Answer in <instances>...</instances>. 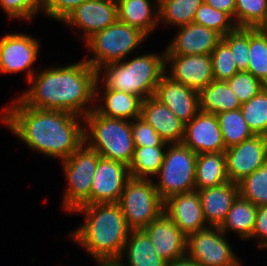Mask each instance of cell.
I'll list each match as a JSON object with an SVG mask.
<instances>
[{"label": "cell", "mask_w": 267, "mask_h": 266, "mask_svg": "<svg viewBox=\"0 0 267 266\" xmlns=\"http://www.w3.org/2000/svg\"><path fill=\"white\" fill-rule=\"evenodd\" d=\"M10 105L2 109L1 122L28 148L65 160L84 143L83 117L68 111L31 108L19 98Z\"/></svg>", "instance_id": "1"}, {"label": "cell", "mask_w": 267, "mask_h": 266, "mask_svg": "<svg viewBox=\"0 0 267 266\" xmlns=\"http://www.w3.org/2000/svg\"><path fill=\"white\" fill-rule=\"evenodd\" d=\"M27 82L31 86L18 98L31 108L68 111L84 118L101 100L97 70L85 60L39 71Z\"/></svg>", "instance_id": "2"}, {"label": "cell", "mask_w": 267, "mask_h": 266, "mask_svg": "<svg viewBox=\"0 0 267 266\" xmlns=\"http://www.w3.org/2000/svg\"><path fill=\"white\" fill-rule=\"evenodd\" d=\"M84 213L85 222L69 237L93 260L119 259L131 229L118 203L82 205L73 213Z\"/></svg>", "instance_id": "3"}, {"label": "cell", "mask_w": 267, "mask_h": 266, "mask_svg": "<svg viewBox=\"0 0 267 266\" xmlns=\"http://www.w3.org/2000/svg\"><path fill=\"white\" fill-rule=\"evenodd\" d=\"M165 51L147 53L130 61L112 62L97 70L98 79L103 74L104 88L127 92L142 100L154 96L162 76L166 73Z\"/></svg>", "instance_id": "4"}, {"label": "cell", "mask_w": 267, "mask_h": 266, "mask_svg": "<svg viewBox=\"0 0 267 266\" xmlns=\"http://www.w3.org/2000/svg\"><path fill=\"white\" fill-rule=\"evenodd\" d=\"M84 142L106 159L130 165L134 153L131 121L112 119L94 109L84 117Z\"/></svg>", "instance_id": "5"}, {"label": "cell", "mask_w": 267, "mask_h": 266, "mask_svg": "<svg viewBox=\"0 0 267 266\" xmlns=\"http://www.w3.org/2000/svg\"><path fill=\"white\" fill-rule=\"evenodd\" d=\"M147 37L140 29L117 20L86 40L87 50L93 56L84 60L98 70L103 65L127 58Z\"/></svg>", "instance_id": "6"}, {"label": "cell", "mask_w": 267, "mask_h": 266, "mask_svg": "<svg viewBox=\"0 0 267 266\" xmlns=\"http://www.w3.org/2000/svg\"><path fill=\"white\" fill-rule=\"evenodd\" d=\"M197 154L183 143L168 144L155 187L162 198L195 190Z\"/></svg>", "instance_id": "7"}, {"label": "cell", "mask_w": 267, "mask_h": 266, "mask_svg": "<svg viewBox=\"0 0 267 266\" xmlns=\"http://www.w3.org/2000/svg\"><path fill=\"white\" fill-rule=\"evenodd\" d=\"M118 204L131 230H141L158 218L164 209L152 179L130 178L121 193Z\"/></svg>", "instance_id": "8"}, {"label": "cell", "mask_w": 267, "mask_h": 266, "mask_svg": "<svg viewBox=\"0 0 267 266\" xmlns=\"http://www.w3.org/2000/svg\"><path fill=\"white\" fill-rule=\"evenodd\" d=\"M99 153L85 142L67 159L61 160L68 186L63 198L64 210L72 213L90 204V189L98 164Z\"/></svg>", "instance_id": "9"}, {"label": "cell", "mask_w": 267, "mask_h": 266, "mask_svg": "<svg viewBox=\"0 0 267 266\" xmlns=\"http://www.w3.org/2000/svg\"><path fill=\"white\" fill-rule=\"evenodd\" d=\"M220 227L206 229L187 236L186 254L200 266H241Z\"/></svg>", "instance_id": "10"}, {"label": "cell", "mask_w": 267, "mask_h": 266, "mask_svg": "<svg viewBox=\"0 0 267 266\" xmlns=\"http://www.w3.org/2000/svg\"><path fill=\"white\" fill-rule=\"evenodd\" d=\"M40 44L33 36L10 33L0 38V73L13 74L26 71L29 81L35 71L32 65L35 64Z\"/></svg>", "instance_id": "11"}, {"label": "cell", "mask_w": 267, "mask_h": 266, "mask_svg": "<svg viewBox=\"0 0 267 266\" xmlns=\"http://www.w3.org/2000/svg\"><path fill=\"white\" fill-rule=\"evenodd\" d=\"M130 178L126 164L100 156L91 183L90 204L118 203Z\"/></svg>", "instance_id": "12"}, {"label": "cell", "mask_w": 267, "mask_h": 266, "mask_svg": "<svg viewBox=\"0 0 267 266\" xmlns=\"http://www.w3.org/2000/svg\"><path fill=\"white\" fill-rule=\"evenodd\" d=\"M118 20L117 0H87L71 11L62 21L80 28L84 40Z\"/></svg>", "instance_id": "13"}, {"label": "cell", "mask_w": 267, "mask_h": 266, "mask_svg": "<svg viewBox=\"0 0 267 266\" xmlns=\"http://www.w3.org/2000/svg\"><path fill=\"white\" fill-rule=\"evenodd\" d=\"M267 142L263 135H254L224 151L229 181L238 183L265 164Z\"/></svg>", "instance_id": "14"}, {"label": "cell", "mask_w": 267, "mask_h": 266, "mask_svg": "<svg viewBox=\"0 0 267 266\" xmlns=\"http://www.w3.org/2000/svg\"><path fill=\"white\" fill-rule=\"evenodd\" d=\"M173 80L199 92L214 80L211 55H165Z\"/></svg>", "instance_id": "15"}, {"label": "cell", "mask_w": 267, "mask_h": 266, "mask_svg": "<svg viewBox=\"0 0 267 266\" xmlns=\"http://www.w3.org/2000/svg\"><path fill=\"white\" fill-rule=\"evenodd\" d=\"M182 143L196 154L224 152L226 148L216 114L199 111L185 124Z\"/></svg>", "instance_id": "16"}, {"label": "cell", "mask_w": 267, "mask_h": 266, "mask_svg": "<svg viewBox=\"0 0 267 266\" xmlns=\"http://www.w3.org/2000/svg\"><path fill=\"white\" fill-rule=\"evenodd\" d=\"M178 29L167 45L165 55H211L222 41L220 33L194 22Z\"/></svg>", "instance_id": "17"}, {"label": "cell", "mask_w": 267, "mask_h": 266, "mask_svg": "<svg viewBox=\"0 0 267 266\" xmlns=\"http://www.w3.org/2000/svg\"><path fill=\"white\" fill-rule=\"evenodd\" d=\"M163 212L185 236L209 227L203 216L197 190L167 198L164 200Z\"/></svg>", "instance_id": "18"}, {"label": "cell", "mask_w": 267, "mask_h": 266, "mask_svg": "<svg viewBox=\"0 0 267 266\" xmlns=\"http://www.w3.org/2000/svg\"><path fill=\"white\" fill-rule=\"evenodd\" d=\"M154 97L169 109L185 124L190 122L200 111L199 94L188 86L162 76L154 93Z\"/></svg>", "instance_id": "19"}, {"label": "cell", "mask_w": 267, "mask_h": 266, "mask_svg": "<svg viewBox=\"0 0 267 266\" xmlns=\"http://www.w3.org/2000/svg\"><path fill=\"white\" fill-rule=\"evenodd\" d=\"M157 254L167 262L186 255L187 236L163 212L143 229Z\"/></svg>", "instance_id": "20"}, {"label": "cell", "mask_w": 267, "mask_h": 266, "mask_svg": "<svg viewBox=\"0 0 267 266\" xmlns=\"http://www.w3.org/2000/svg\"><path fill=\"white\" fill-rule=\"evenodd\" d=\"M168 144L182 143L185 123L154 96L142 100L141 116Z\"/></svg>", "instance_id": "21"}, {"label": "cell", "mask_w": 267, "mask_h": 266, "mask_svg": "<svg viewBox=\"0 0 267 266\" xmlns=\"http://www.w3.org/2000/svg\"><path fill=\"white\" fill-rule=\"evenodd\" d=\"M200 196L205 222L220 227L225 221L233 202L239 196L238 183L228 181L221 185L197 190Z\"/></svg>", "instance_id": "22"}, {"label": "cell", "mask_w": 267, "mask_h": 266, "mask_svg": "<svg viewBox=\"0 0 267 266\" xmlns=\"http://www.w3.org/2000/svg\"><path fill=\"white\" fill-rule=\"evenodd\" d=\"M151 3L150 0H117L118 21L136 27L150 36L159 25V0H155L156 9Z\"/></svg>", "instance_id": "23"}, {"label": "cell", "mask_w": 267, "mask_h": 266, "mask_svg": "<svg viewBox=\"0 0 267 266\" xmlns=\"http://www.w3.org/2000/svg\"><path fill=\"white\" fill-rule=\"evenodd\" d=\"M102 104H95L94 110L107 118L131 121L141 116L142 99L123 91L105 88ZM131 119V120H130Z\"/></svg>", "instance_id": "24"}, {"label": "cell", "mask_w": 267, "mask_h": 266, "mask_svg": "<svg viewBox=\"0 0 267 266\" xmlns=\"http://www.w3.org/2000/svg\"><path fill=\"white\" fill-rule=\"evenodd\" d=\"M123 257L127 262L124 266H167L168 263L157 254L143 229L130 231L119 260Z\"/></svg>", "instance_id": "25"}, {"label": "cell", "mask_w": 267, "mask_h": 266, "mask_svg": "<svg viewBox=\"0 0 267 266\" xmlns=\"http://www.w3.org/2000/svg\"><path fill=\"white\" fill-rule=\"evenodd\" d=\"M228 181L224 152L197 154L195 190L215 187Z\"/></svg>", "instance_id": "26"}, {"label": "cell", "mask_w": 267, "mask_h": 266, "mask_svg": "<svg viewBox=\"0 0 267 266\" xmlns=\"http://www.w3.org/2000/svg\"><path fill=\"white\" fill-rule=\"evenodd\" d=\"M199 109L201 112L219 114L241 108L237 96L227 81L213 80L199 92Z\"/></svg>", "instance_id": "27"}, {"label": "cell", "mask_w": 267, "mask_h": 266, "mask_svg": "<svg viewBox=\"0 0 267 266\" xmlns=\"http://www.w3.org/2000/svg\"><path fill=\"white\" fill-rule=\"evenodd\" d=\"M257 214V206L240 196L233 202L220 229L236 232L242 239H251Z\"/></svg>", "instance_id": "28"}, {"label": "cell", "mask_w": 267, "mask_h": 266, "mask_svg": "<svg viewBox=\"0 0 267 266\" xmlns=\"http://www.w3.org/2000/svg\"><path fill=\"white\" fill-rule=\"evenodd\" d=\"M167 146L135 147L129 167L135 179H151L158 175ZM154 175V176H153Z\"/></svg>", "instance_id": "29"}, {"label": "cell", "mask_w": 267, "mask_h": 266, "mask_svg": "<svg viewBox=\"0 0 267 266\" xmlns=\"http://www.w3.org/2000/svg\"><path fill=\"white\" fill-rule=\"evenodd\" d=\"M203 2L204 0H159V22L176 28L186 26L194 21Z\"/></svg>", "instance_id": "30"}, {"label": "cell", "mask_w": 267, "mask_h": 266, "mask_svg": "<svg viewBox=\"0 0 267 266\" xmlns=\"http://www.w3.org/2000/svg\"><path fill=\"white\" fill-rule=\"evenodd\" d=\"M216 116L226 149L238 145L255 135L244 120L240 109L222 112Z\"/></svg>", "instance_id": "31"}, {"label": "cell", "mask_w": 267, "mask_h": 266, "mask_svg": "<svg viewBox=\"0 0 267 266\" xmlns=\"http://www.w3.org/2000/svg\"><path fill=\"white\" fill-rule=\"evenodd\" d=\"M249 67L254 77L267 83V34L258 28H249Z\"/></svg>", "instance_id": "32"}, {"label": "cell", "mask_w": 267, "mask_h": 266, "mask_svg": "<svg viewBox=\"0 0 267 266\" xmlns=\"http://www.w3.org/2000/svg\"><path fill=\"white\" fill-rule=\"evenodd\" d=\"M239 196L254 205H267V165L264 164L252 174L238 182Z\"/></svg>", "instance_id": "33"}, {"label": "cell", "mask_w": 267, "mask_h": 266, "mask_svg": "<svg viewBox=\"0 0 267 266\" xmlns=\"http://www.w3.org/2000/svg\"><path fill=\"white\" fill-rule=\"evenodd\" d=\"M240 110L255 135L264 136L267 133V88L241 104Z\"/></svg>", "instance_id": "34"}, {"label": "cell", "mask_w": 267, "mask_h": 266, "mask_svg": "<svg viewBox=\"0 0 267 266\" xmlns=\"http://www.w3.org/2000/svg\"><path fill=\"white\" fill-rule=\"evenodd\" d=\"M238 28H259L267 15V0H235Z\"/></svg>", "instance_id": "35"}, {"label": "cell", "mask_w": 267, "mask_h": 266, "mask_svg": "<svg viewBox=\"0 0 267 266\" xmlns=\"http://www.w3.org/2000/svg\"><path fill=\"white\" fill-rule=\"evenodd\" d=\"M193 22L213 29L222 36L237 28L233 18L229 14L214 9L206 2H203L198 8Z\"/></svg>", "instance_id": "36"}, {"label": "cell", "mask_w": 267, "mask_h": 266, "mask_svg": "<svg viewBox=\"0 0 267 266\" xmlns=\"http://www.w3.org/2000/svg\"><path fill=\"white\" fill-rule=\"evenodd\" d=\"M222 40L233 53L234 62L239 71H247L249 59V28H236L222 36Z\"/></svg>", "instance_id": "37"}, {"label": "cell", "mask_w": 267, "mask_h": 266, "mask_svg": "<svg viewBox=\"0 0 267 266\" xmlns=\"http://www.w3.org/2000/svg\"><path fill=\"white\" fill-rule=\"evenodd\" d=\"M227 83L241 104L246 103L265 88V84L248 71H238L227 80Z\"/></svg>", "instance_id": "38"}, {"label": "cell", "mask_w": 267, "mask_h": 266, "mask_svg": "<svg viewBox=\"0 0 267 266\" xmlns=\"http://www.w3.org/2000/svg\"><path fill=\"white\" fill-rule=\"evenodd\" d=\"M211 60L214 80L227 81L239 71L231 49L223 40L212 51Z\"/></svg>", "instance_id": "39"}, {"label": "cell", "mask_w": 267, "mask_h": 266, "mask_svg": "<svg viewBox=\"0 0 267 266\" xmlns=\"http://www.w3.org/2000/svg\"><path fill=\"white\" fill-rule=\"evenodd\" d=\"M0 6L10 20H32L44 10V0H0Z\"/></svg>", "instance_id": "40"}, {"label": "cell", "mask_w": 267, "mask_h": 266, "mask_svg": "<svg viewBox=\"0 0 267 266\" xmlns=\"http://www.w3.org/2000/svg\"><path fill=\"white\" fill-rule=\"evenodd\" d=\"M135 147L168 146L155 129L141 117L131 121Z\"/></svg>", "instance_id": "41"}, {"label": "cell", "mask_w": 267, "mask_h": 266, "mask_svg": "<svg viewBox=\"0 0 267 266\" xmlns=\"http://www.w3.org/2000/svg\"><path fill=\"white\" fill-rule=\"evenodd\" d=\"M85 1L87 0H44L43 13L61 22L71 11Z\"/></svg>", "instance_id": "42"}, {"label": "cell", "mask_w": 267, "mask_h": 266, "mask_svg": "<svg viewBox=\"0 0 267 266\" xmlns=\"http://www.w3.org/2000/svg\"><path fill=\"white\" fill-rule=\"evenodd\" d=\"M251 238H257L259 248H267V205L258 206Z\"/></svg>", "instance_id": "43"}, {"label": "cell", "mask_w": 267, "mask_h": 266, "mask_svg": "<svg viewBox=\"0 0 267 266\" xmlns=\"http://www.w3.org/2000/svg\"><path fill=\"white\" fill-rule=\"evenodd\" d=\"M209 6L229 14L235 22V0H204Z\"/></svg>", "instance_id": "44"}, {"label": "cell", "mask_w": 267, "mask_h": 266, "mask_svg": "<svg viewBox=\"0 0 267 266\" xmlns=\"http://www.w3.org/2000/svg\"><path fill=\"white\" fill-rule=\"evenodd\" d=\"M167 266H200V265L186 254L180 258L168 262Z\"/></svg>", "instance_id": "45"}, {"label": "cell", "mask_w": 267, "mask_h": 266, "mask_svg": "<svg viewBox=\"0 0 267 266\" xmlns=\"http://www.w3.org/2000/svg\"><path fill=\"white\" fill-rule=\"evenodd\" d=\"M98 266H124L119 259L96 260Z\"/></svg>", "instance_id": "46"}, {"label": "cell", "mask_w": 267, "mask_h": 266, "mask_svg": "<svg viewBox=\"0 0 267 266\" xmlns=\"http://www.w3.org/2000/svg\"><path fill=\"white\" fill-rule=\"evenodd\" d=\"M261 32L267 34V15L264 20V22L261 24V26L258 28Z\"/></svg>", "instance_id": "47"}, {"label": "cell", "mask_w": 267, "mask_h": 266, "mask_svg": "<svg viewBox=\"0 0 267 266\" xmlns=\"http://www.w3.org/2000/svg\"><path fill=\"white\" fill-rule=\"evenodd\" d=\"M265 164L267 165V151H266V161H265Z\"/></svg>", "instance_id": "48"}, {"label": "cell", "mask_w": 267, "mask_h": 266, "mask_svg": "<svg viewBox=\"0 0 267 266\" xmlns=\"http://www.w3.org/2000/svg\"><path fill=\"white\" fill-rule=\"evenodd\" d=\"M265 139H266V142H267V133L264 135Z\"/></svg>", "instance_id": "49"}]
</instances>
